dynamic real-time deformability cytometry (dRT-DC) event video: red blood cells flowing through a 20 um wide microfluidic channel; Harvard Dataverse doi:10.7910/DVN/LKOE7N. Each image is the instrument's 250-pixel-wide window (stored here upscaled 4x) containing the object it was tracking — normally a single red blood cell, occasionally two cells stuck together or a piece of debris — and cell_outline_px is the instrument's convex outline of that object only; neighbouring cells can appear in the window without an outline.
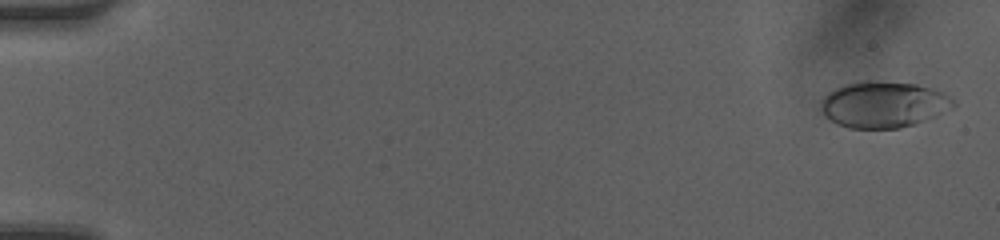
{"species": "human", "species_latin": "Homo sapiens", "temperature_condition": "room temperature", "stored_images_in_passage": 50, "camera_frame_rate_fps": 3000, "um_per_image_px": 0.085, "donor": {"sex": "female"}, "frame": {"image": 1, "passage_image": 2, "time_ms": 0.333, "image_size_px": [1000, 240], "cell_outline_px": [[956, 104], [952, 108], [928, 120], [916, 124], [900, 128], [848, 128], [836, 124], [824, 116], [820, 108], [820, 104], [824, 96], [828, 92], [844, 84], [860, 80], [872, 80], [916, 84], [936, 88], [952, 96], [956, 100]], "centroid_in_image_um": [75.13, 8.87], "position_along_channel_um": 9.9, "area_um2": 36.47}}
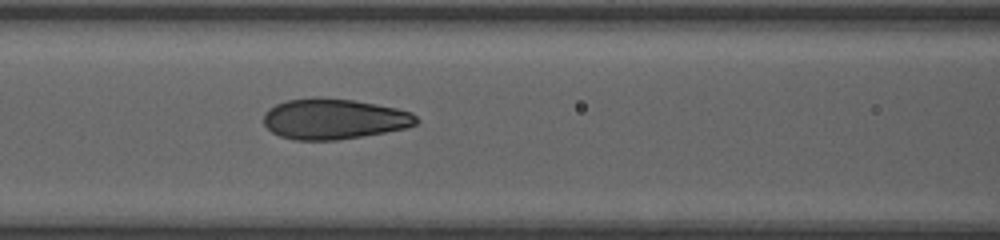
{"frame": {"image": 2, "passage_image": 23, "time_ms": 7.333, "image_size_px": [1000, 240], "cell_outline_px": [[420, 120], [416, 124], [408, 128], [336, 140], [296, 140], [280, 136], [272, 132], [264, 124], [264, 112], [268, 108], [276, 104], [288, 100], [316, 96], [320, 96], [352, 100], [376, 104], [396, 108], [412, 112]], "centroid_in_image_um": [28.38, 10.1], "position_along_channel_um": 138.2, "area_um2": 36.24}}
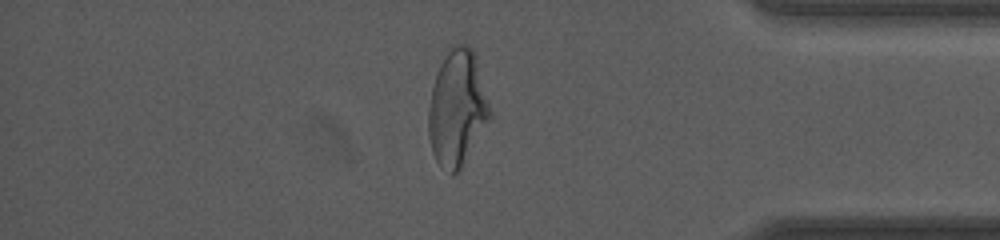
{"frame": {"image": 3, "passage_image": 43, "time_ms": 14.0, "image_size_px": [1000, 240], "cell_outline_px": [[492, 112], [488, 120], [460, 168], [452, 176], [440, 168], [432, 152], [428, 136], [428, 108], [432, 88], [440, 64], [452, 44], [468, 44], [472, 48], [476, 56]], "centroid_in_image_um": [38.84, 9.18], "position_along_channel_um": 396.4, "area_um2": 41.21}, "authors_computed_cell_mechanics": {"area_um2": 36.1539, "velocity_mm_per_s": 4.2044, "shape_relaxation_time_tau1_ms": 4.5884, "shape_relaxation_time_tau2_ms": null, "deformation_change_tau1": 0.1954, "deformation_change_tau2": null}}